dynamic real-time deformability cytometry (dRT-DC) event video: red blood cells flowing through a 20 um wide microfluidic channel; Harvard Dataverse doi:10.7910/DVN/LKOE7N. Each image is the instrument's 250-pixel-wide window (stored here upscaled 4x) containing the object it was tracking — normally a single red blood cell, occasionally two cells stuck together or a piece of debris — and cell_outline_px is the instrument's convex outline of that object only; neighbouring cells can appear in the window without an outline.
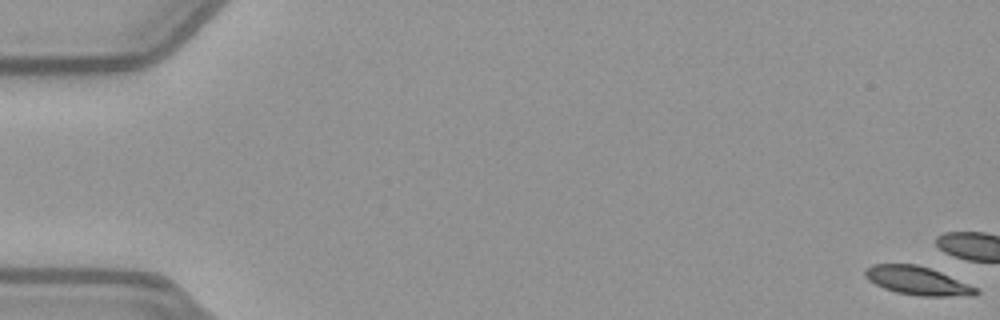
{"species": "common noctule bat (a hibernating species)", "species_latin": "Nyctalus noctula", "temperature_condition": "warm", "stored_images_in_passage": 7, "camera_frame_rate_fps": 3000, "um_per_image_px": 0.085, "animal": {"sex": "female", "body_mass_g": 21.9}, "frame": {"image": 1, "passage_image": 1, "time_ms": 0.0, "image_size_px": [1000, 320], "cell_outline_px": [[980, 292], [976, 296], [920, 296], [896, 292], [884, 288], [868, 280], [864, 276], [864, 272], [872, 264], [916, 264], [940, 272], [980, 288]], "centroid_in_image_um": [78.04, 23.88], "position_along_channel_um": 7.0, "area_um2": 18.44}}